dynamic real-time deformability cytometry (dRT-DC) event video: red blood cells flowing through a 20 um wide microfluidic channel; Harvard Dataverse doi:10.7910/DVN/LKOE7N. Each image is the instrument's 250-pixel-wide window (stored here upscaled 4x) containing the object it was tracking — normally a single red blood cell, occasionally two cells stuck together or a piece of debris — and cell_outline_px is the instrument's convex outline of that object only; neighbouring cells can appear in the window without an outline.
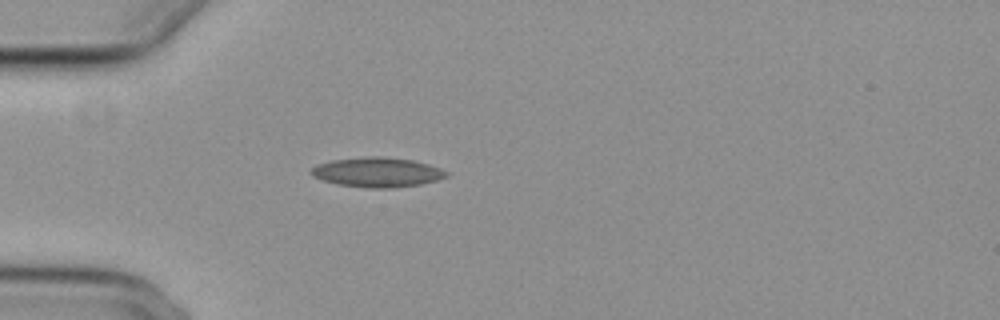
{"species": "common noctule bat (a hibernating species)", "species_latin": "Nyctalus noctula", "temperature_condition": "cold", "stored_images_in_passage": 40, "camera_frame_rate_fps": 3000, "um_per_image_px": 0.085, "animal": {"sex": "female", "body_mass_g": 29.2, "forearm_length_mm": 56.3}, "frame": {"image": 1, "passage_image": 1, "time_ms": 0.0, "image_size_px": [1000, 320], "cell_outline_px": [[448, 176], [436, 180], [420, 184], [392, 188], [368, 188], [336, 184], [312, 176], [308, 172], [316, 164], [332, 160], [364, 156], [384, 156], [412, 160], [428, 164], [440, 168], [448, 172]], "centroid_in_image_um": [32.03, 14.63], "position_along_channel_um": 53.0, "area_um2": 23.52}}
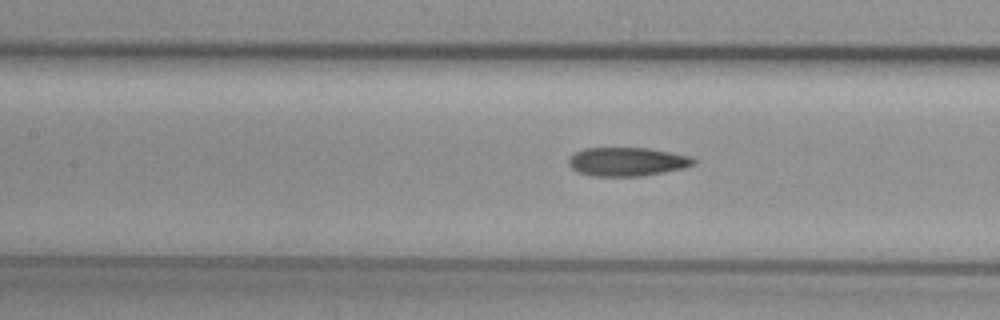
{"frame": {"image": 2, "passage_image": 10, "time_ms": 3.0, "image_size_px": [1000, 320], "cell_outline_px": [[696, 164], [684, 168], [640, 176], [592, 176], [580, 172], [572, 168], [568, 164], [568, 156], [584, 148], [648, 148], [688, 156], [696, 160]], "centroid_in_image_um": [53.27, 13.74], "position_along_channel_um": 154.1, "area_um2": 20.75}}
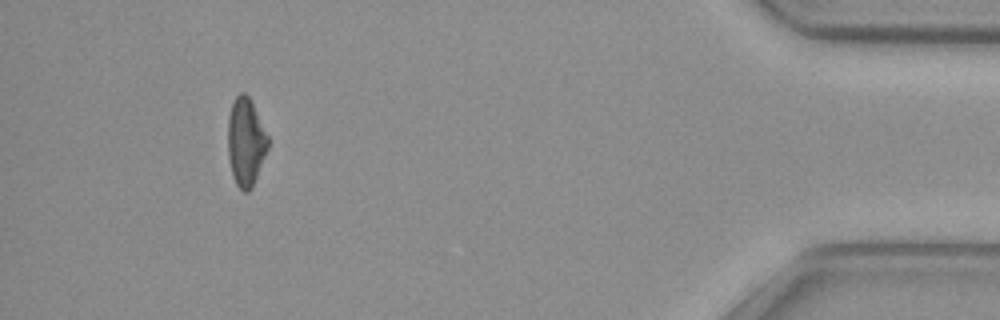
{"frame": {"image": 3, "passage_image": 36, "time_ms": 11.667, "image_size_px": [1000, 320], "cell_outline_px": [[268, 148], [252, 188], [248, 192], [244, 192], [236, 184], [232, 176], [228, 156], [228, 116], [232, 104], [236, 96], [240, 92], [244, 92], [248, 96], [268, 136]], "centroid_in_image_um": [20.87, 12.09], "position_along_channel_um": 414.3, "area_um2": 20.4}}